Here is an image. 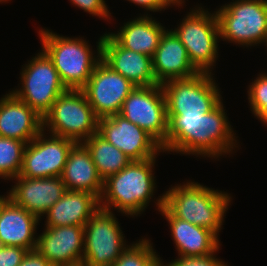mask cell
<instances>
[{
    "label": "cell",
    "mask_w": 267,
    "mask_h": 266,
    "mask_svg": "<svg viewBox=\"0 0 267 266\" xmlns=\"http://www.w3.org/2000/svg\"><path fill=\"white\" fill-rule=\"evenodd\" d=\"M16 185L6 195L16 205L25 208L41 219L65 194L66 187L61 177L26 178L17 176Z\"/></svg>",
    "instance_id": "obj_15"
},
{
    "label": "cell",
    "mask_w": 267,
    "mask_h": 266,
    "mask_svg": "<svg viewBox=\"0 0 267 266\" xmlns=\"http://www.w3.org/2000/svg\"><path fill=\"white\" fill-rule=\"evenodd\" d=\"M19 266H54L36 249L28 250Z\"/></svg>",
    "instance_id": "obj_32"
},
{
    "label": "cell",
    "mask_w": 267,
    "mask_h": 266,
    "mask_svg": "<svg viewBox=\"0 0 267 266\" xmlns=\"http://www.w3.org/2000/svg\"><path fill=\"white\" fill-rule=\"evenodd\" d=\"M152 68L159 84L172 79L190 78L199 73L190 62L185 46L176 34L168 29L162 35L152 56Z\"/></svg>",
    "instance_id": "obj_18"
},
{
    "label": "cell",
    "mask_w": 267,
    "mask_h": 266,
    "mask_svg": "<svg viewBox=\"0 0 267 266\" xmlns=\"http://www.w3.org/2000/svg\"><path fill=\"white\" fill-rule=\"evenodd\" d=\"M27 252L22 247L0 245V266H19Z\"/></svg>",
    "instance_id": "obj_29"
},
{
    "label": "cell",
    "mask_w": 267,
    "mask_h": 266,
    "mask_svg": "<svg viewBox=\"0 0 267 266\" xmlns=\"http://www.w3.org/2000/svg\"><path fill=\"white\" fill-rule=\"evenodd\" d=\"M155 159L131 161L121 171L104 180L100 207L111 211L110 207L113 206L130 216L141 214L154 193L156 183L152 169Z\"/></svg>",
    "instance_id": "obj_3"
},
{
    "label": "cell",
    "mask_w": 267,
    "mask_h": 266,
    "mask_svg": "<svg viewBox=\"0 0 267 266\" xmlns=\"http://www.w3.org/2000/svg\"><path fill=\"white\" fill-rule=\"evenodd\" d=\"M117 34L109 33L125 49L152 57L166 31L149 16H141L129 21Z\"/></svg>",
    "instance_id": "obj_24"
},
{
    "label": "cell",
    "mask_w": 267,
    "mask_h": 266,
    "mask_svg": "<svg viewBox=\"0 0 267 266\" xmlns=\"http://www.w3.org/2000/svg\"><path fill=\"white\" fill-rule=\"evenodd\" d=\"M100 208V199L91 193L66 190L47 211L46 226H84Z\"/></svg>",
    "instance_id": "obj_22"
},
{
    "label": "cell",
    "mask_w": 267,
    "mask_h": 266,
    "mask_svg": "<svg viewBox=\"0 0 267 266\" xmlns=\"http://www.w3.org/2000/svg\"><path fill=\"white\" fill-rule=\"evenodd\" d=\"M54 136L82 143L97 133L98 118L82 90L68 89L43 116V129Z\"/></svg>",
    "instance_id": "obj_5"
},
{
    "label": "cell",
    "mask_w": 267,
    "mask_h": 266,
    "mask_svg": "<svg viewBox=\"0 0 267 266\" xmlns=\"http://www.w3.org/2000/svg\"><path fill=\"white\" fill-rule=\"evenodd\" d=\"M220 38L253 46L267 41V0H237L216 12Z\"/></svg>",
    "instance_id": "obj_6"
},
{
    "label": "cell",
    "mask_w": 267,
    "mask_h": 266,
    "mask_svg": "<svg viewBox=\"0 0 267 266\" xmlns=\"http://www.w3.org/2000/svg\"><path fill=\"white\" fill-rule=\"evenodd\" d=\"M136 86L102 59L81 89L98 119L119 114L123 102Z\"/></svg>",
    "instance_id": "obj_12"
},
{
    "label": "cell",
    "mask_w": 267,
    "mask_h": 266,
    "mask_svg": "<svg viewBox=\"0 0 267 266\" xmlns=\"http://www.w3.org/2000/svg\"><path fill=\"white\" fill-rule=\"evenodd\" d=\"M119 114L145 130L162 147L166 144L168 119L161 84L136 86L123 102Z\"/></svg>",
    "instance_id": "obj_11"
},
{
    "label": "cell",
    "mask_w": 267,
    "mask_h": 266,
    "mask_svg": "<svg viewBox=\"0 0 267 266\" xmlns=\"http://www.w3.org/2000/svg\"><path fill=\"white\" fill-rule=\"evenodd\" d=\"M144 7L146 10L153 12L161 11L171 4L175 5L176 3L173 0H127Z\"/></svg>",
    "instance_id": "obj_33"
},
{
    "label": "cell",
    "mask_w": 267,
    "mask_h": 266,
    "mask_svg": "<svg viewBox=\"0 0 267 266\" xmlns=\"http://www.w3.org/2000/svg\"><path fill=\"white\" fill-rule=\"evenodd\" d=\"M44 129L27 143L18 176L26 178L61 177L70 150L75 141L51 135L45 137Z\"/></svg>",
    "instance_id": "obj_13"
},
{
    "label": "cell",
    "mask_w": 267,
    "mask_h": 266,
    "mask_svg": "<svg viewBox=\"0 0 267 266\" xmlns=\"http://www.w3.org/2000/svg\"><path fill=\"white\" fill-rule=\"evenodd\" d=\"M251 111L267 125V100H249Z\"/></svg>",
    "instance_id": "obj_34"
},
{
    "label": "cell",
    "mask_w": 267,
    "mask_h": 266,
    "mask_svg": "<svg viewBox=\"0 0 267 266\" xmlns=\"http://www.w3.org/2000/svg\"><path fill=\"white\" fill-rule=\"evenodd\" d=\"M39 220L7 196L3 197L0 201V245L34 250L37 242L34 234Z\"/></svg>",
    "instance_id": "obj_21"
},
{
    "label": "cell",
    "mask_w": 267,
    "mask_h": 266,
    "mask_svg": "<svg viewBox=\"0 0 267 266\" xmlns=\"http://www.w3.org/2000/svg\"><path fill=\"white\" fill-rule=\"evenodd\" d=\"M61 179L67 190L88 192L99 199L102 196L104 181L82 143H76L70 150Z\"/></svg>",
    "instance_id": "obj_23"
},
{
    "label": "cell",
    "mask_w": 267,
    "mask_h": 266,
    "mask_svg": "<svg viewBox=\"0 0 267 266\" xmlns=\"http://www.w3.org/2000/svg\"><path fill=\"white\" fill-rule=\"evenodd\" d=\"M35 249L54 266L80 263L84 253V226H46L37 237Z\"/></svg>",
    "instance_id": "obj_16"
},
{
    "label": "cell",
    "mask_w": 267,
    "mask_h": 266,
    "mask_svg": "<svg viewBox=\"0 0 267 266\" xmlns=\"http://www.w3.org/2000/svg\"><path fill=\"white\" fill-rule=\"evenodd\" d=\"M102 60L135 86H155L152 57L122 47L109 33L103 35Z\"/></svg>",
    "instance_id": "obj_17"
},
{
    "label": "cell",
    "mask_w": 267,
    "mask_h": 266,
    "mask_svg": "<svg viewBox=\"0 0 267 266\" xmlns=\"http://www.w3.org/2000/svg\"><path fill=\"white\" fill-rule=\"evenodd\" d=\"M173 32L185 46L194 68L199 73L210 74L218 55L220 37L216 13L211 14L202 7L192 10Z\"/></svg>",
    "instance_id": "obj_7"
},
{
    "label": "cell",
    "mask_w": 267,
    "mask_h": 266,
    "mask_svg": "<svg viewBox=\"0 0 267 266\" xmlns=\"http://www.w3.org/2000/svg\"><path fill=\"white\" fill-rule=\"evenodd\" d=\"M167 119V141L162 147L163 152L204 154L215 158L230 153L236 145L222 100L208 113L167 114Z\"/></svg>",
    "instance_id": "obj_1"
},
{
    "label": "cell",
    "mask_w": 267,
    "mask_h": 266,
    "mask_svg": "<svg viewBox=\"0 0 267 266\" xmlns=\"http://www.w3.org/2000/svg\"><path fill=\"white\" fill-rule=\"evenodd\" d=\"M43 51L53 61L60 79L67 89L81 90L88 82L97 63L102 59L98 40L97 57L93 56L86 40L63 37L46 29L39 31Z\"/></svg>",
    "instance_id": "obj_4"
},
{
    "label": "cell",
    "mask_w": 267,
    "mask_h": 266,
    "mask_svg": "<svg viewBox=\"0 0 267 266\" xmlns=\"http://www.w3.org/2000/svg\"><path fill=\"white\" fill-rule=\"evenodd\" d=\"M43 130V117L10 91L0 100V137L29 143Z\"/></svg>",
    "instance_id": "obj_19"
},
{
    "label": "cell",
    "mask_w": 267,
    "mask_h": 266,
    "mask_svg": "<svg viewBox=\"0 0 267 266\" xmlns=\"http://www.w3.org/2000/svg\"><path fill=\"white\" fill-rule=\"evenodd\" d=\"M153 250L148 239H141L131 246L127 245V249L112 266H162L159 255Z\"/></svg>",
    "instance_id": "obj_27"
},
{
    "label": "cell",
    "mask_w": 267,
    "mask_h": 266,
    "mask_svg": "<svg viewBox=\"0 0 267 266\" xmlns=\"http://www.w3.org/2000/svg\"><path fill=\"white\" fill-rule=\"evenodd\" d=\"M61 266H87L84 262L72 264V265H61Z\"/></svg>",
    "instance_id": "obj_35"
},
{
    "label": "cell",
    "mask_w": 267,
    "mask_h": 266,
    "mask_svg": "<svg viewBox=\"0 0 267 266\" xmlns=\"http://www.w3.org/2000/svg\"><path fill=\"white\" fill-rule=\"evenodd\" d=\"M90 153L98 174L104 180L125 168L132 160L98 133L82 142Z\"/></svg>",
    "instance_id": "obj_25"
},
{
    "label": "cell",
    "mask_w": 267,
    "mask_h": 266,
    "mask_svg": "<svg viewBox=\"0 0 267 266\" xmlns=\"http://www.w3.org/2000/svg\"><path fill=\"white\" fill-rule=\"evenodd\" d=\"M118 221L110 210L99 208L84 225V253L87 266H112L127 249Z\"/></svg>",
    "instance_id": "obj_9"
},
{
    "label": "cell",
    "mask_w": 267,
    "mask_h": 266,
    "mask_svg": "<svg viewBox=\"0 0 267 266\" xmlns=\"http://www.w3.org/2000/svg\"><path fill=\"white\" fill-rule=\"evenodd\" d=\"M161 86L166 99L167 114L208 113L222 99L211 73L172 79Z\"/></svg>",
    "instance_id": "obj_10"
},
{
    "label": "cell",
    "mask_w": 267,
    "mask_h": 266,
    "mask_svg": "<svg viewBox=\"0 0 267 266\" xmlns=\"http://www.w3.org/2000/svg\"><path fill=\"white\" fill-rule=\"evenodd\" d=\"M27 143L0 137V177L12 179L20 173Z\"/></svg>",
    "instance_id": "obj_26"
},
{
    "label": "cell",
    "mask_w": 267,
    "mask_h": 266,
    "mask_svg": "<svg viewBox=\"0 0 267 266\" xmlns=\"http://www.w3.org/2000/svg\"><path fill=\"white\" fill-rule=\"evenodd\" d=\"M164 207L176 218L204 227L217 236L231 197L194 182L169 188Z\"/></svg>",
    "instance_id": "obj_2"
},
{
    "label": "cell",
    "mask_w": 267,
    "mask_h": 266,
    "mask_svg": "<svg viewBox=\"0 0 267 266\" xmlns=\"http://www.w3.org/2000/svg\"><path fill=\"white\" fill-rule=\"evenodd\" d=\"M175 3H176V5H178V6H180L182 3H183V1L182 0H173Z\"/></svg>",
    "instance_id": "obj_36"
},
{
    "label": "cell",
    "mask_w": 267,
    "mask_h": 266,
    "mask_svg": "<svg viewBox=\"0 0 267 266\" xmlns=\"http://www.w3.org/2000/svg\"><path fill=\"white\" fill-rule=\"evenodd\" d=\"M216 252L217 250L206 256H180L170 264L163 265L162 263V266H227L220 259L214 257Z\"/></svg>",
    "instance_id": "obj_28"
},
{
    "label": "cell",
    "mask_w": 267,
    "mask_h": 266,
    "mask_svg": "<svg viewBox=\"0 0 267 266\" xmlns=\"http://www.w3.org/2000/svg\"><path fill=\"white\" fill-rule=\"evenodd\" d=\"M156 204L169 222L178 256H206L219 249L218 236L214 232L174 217L164 207V195L160 196Z\"/></svg>",
    "instance_id": "obj_20"
},
{
    "label": "cell",
    "mask_w": 267,
    "mask_h": 266,
    "mask_svg": "<svg viewBox=\"0 0 267 266\" xmlns=\"http://www.w3.org/2000/svg\"><path fill=\"white\" fill-rule=\"evenodd\" d=\"M248 90L249 100H267V74L261 73Z\"/></svg>",
    "instance_id": "obj_31"
},
{
    "label": "cell",
    "mask_w": 267,
    "mask_h": 266,
    "mask_svg": "<svg viewBox=\"0 0 267 266\" xmlns=\"http://www.w3.org/2000/svg\"><path fill=\"white\" fill-rule=\"evenodd\" d=\"M22 89L11 93L44 116L57 98L68 89L62 83L53 61L42 50L25 65L21 73Z\"/></svg>",
    "instance_id": "obj_8"
},
{
    "label": "cell",
    "mask_w": 267,
    "mask_h": 266,
    "mask_svg": "<svg viewBox=\"0 0 267 266\" xmlns=\"http://www.w3.org/2000/svg\"><path fill=\"white\" fill-rule=\"evenodd\" d=\"M72 4L99 18H108L110 12L104 0H70Z\"/></svg>",
    "instance_id": "obj_30"
},
{
    "label": "cell",
    "mask_w": 267,
    "mask_h": 266,
    "mask_svg": "<svg viewBox=\"0 0 267 266\" xmlns=\"http://www.w3.org/2000/svg\"><path fill=\"white\" fill-rule=\"evenodd\" d=\"M97 133L132 161L154 158L162 151L151 135L120 114L98 119Z\"/></svg>",
    "instance_id": "obj_14"
}]
</instances>
